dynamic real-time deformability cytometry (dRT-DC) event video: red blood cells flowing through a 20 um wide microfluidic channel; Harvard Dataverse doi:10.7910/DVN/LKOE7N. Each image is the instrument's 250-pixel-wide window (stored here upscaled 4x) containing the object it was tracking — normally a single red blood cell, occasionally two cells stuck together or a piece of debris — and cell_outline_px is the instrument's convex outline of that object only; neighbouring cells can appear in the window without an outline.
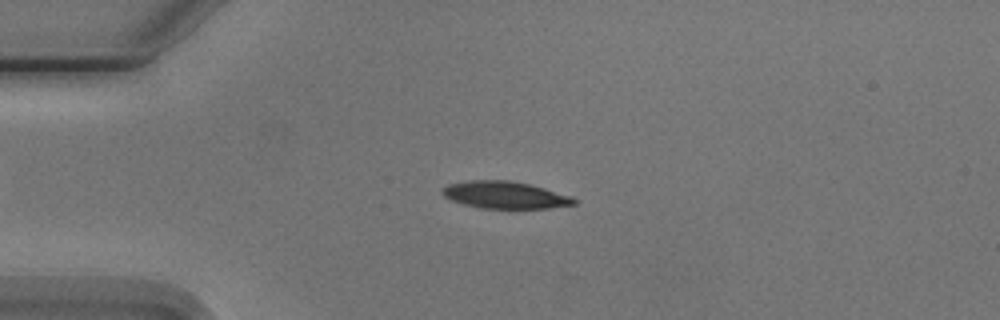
{"species": "Egyptian fruit bat (a non-hibernating species)", "species_latin": "Rousettus aegyptiacus", "temperature_condition": "cold", "stored_images_in_passage": 4, "camera_frame_rate_fps": 3000, "um_per_image_px": 0.085, "animal": {"sex": "male"}, "frame": {"image": 1, "passage_image": 3, "time_ms": 3.333, "image_size_px": [1000, 320], "cell_outline_px": [[576, 204], [548, 208], [480, 208], [464, 204], [452, 200], [444, 196], [440, 192], [440, 188], [448, 184], [468, 180], [508, 180], [528, 184], [544, 188], [572, 196], [576, 200]], "centroid_in_image_um": [42.88, 16.57], "position_along_channel_um": 42.1, "area_um2": 20.81}}